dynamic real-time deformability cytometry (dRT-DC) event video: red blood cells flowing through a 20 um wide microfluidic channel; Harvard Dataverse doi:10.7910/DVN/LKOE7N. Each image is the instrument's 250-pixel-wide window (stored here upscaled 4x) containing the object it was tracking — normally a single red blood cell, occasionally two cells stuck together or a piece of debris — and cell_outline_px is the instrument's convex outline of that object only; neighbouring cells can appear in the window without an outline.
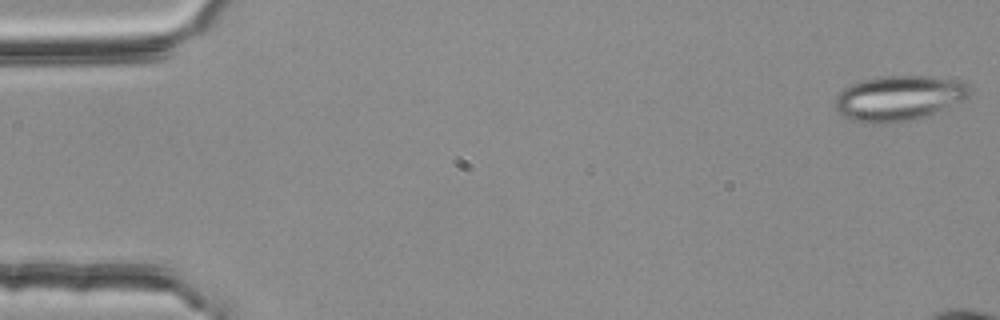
{"species": "common noctule bat (a hibernating species)", "species_latin": "Nyctalus noctula", "temperature_condition": "room temperature", "stored_images_in_passage": 12, "camera_frame_rate_fps": 3000, "um_per_image_px": 0.085, "animal": {"sex": "female", "body_mass_g": 25.1}, "frame": {"image": 1, "passage_image": 1, "time_ms": 0.0, "image_size_px": [1000, 320], "cell_outline_px": [[972, 92], [964, 100], [928, 116], [908, 120], [884, 124], [860, 124], [844, 116], [832, 104], [836, 96], [844, 88], [860, 80], [880, 76], [932, 76], [960, 80], [968, 84], [972, 88]], "centroid_in_image_um": [76.41, 8.34], "position_along_channel_um": 8.6, "area_um2": 36.01}}